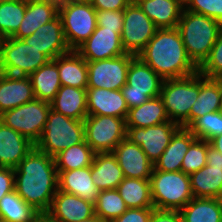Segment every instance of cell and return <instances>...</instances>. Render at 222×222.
<instances>
[{"instance_id": "6da1fadb", "label": "cell", "mask_w": 222, "mask_h": 222, "mask_svg": "<svg viewBox=\"0 0 222 222\" xmlns=\"http://www.w3.org/2000/svg\"><path fill=\"white\" fill-rule=\"evenodd\" d=\"M14 190L40 214H46L58 190L54 157L34 147L14 169Z\"/></svg>"}, {"instance_id": "7a4b0ae2", "label": "cell", "mask_w": 222, "mask_h": 222, "mask_svg": "<svg viewBox=\"0 0 222 222\" xmlns=\"http://www.w3.org/2000/svg\"><path fill=\"white\" fill-rule=\"evenodd\" d=\"M137 56L163 79L184 78L198 72L177 27L157 29Z\"/></svg>"}, {"instance_id": "3957f363", "label": "cell", "mask_w": 222, "mask_h": 222, "mask_svg": "<svg viewBox=\"0 0 222 222\" xmlns=\"http://www.w3.org/2000/svg\"><path fill=\"white\" fill-rule=\"evenodd\" d=\"M177 28L189 58L199 68L208 58L222 24L205 15L183 9Z\"/></svg>"}, {"instance_id": "277c9868", "label": "cell", "mask_w": 222, "mask_h": 222, "mask_svg": "<svg viewBox=\"0 0 222 222\" xmlns=\"http://www.w3.org/2000/svg\"><path fill=\"white\" fill-rule=\"evenodd\" d=\"M200 73L174 79H164L160 98L170 119L181 127L190 126V111L199 96Z\"/></svg>"}, {"instance_id": "5b68a950", "label": "cell", "mask_w": 222, "mask_h": 222, "mask_svg": "<svg viewBox=\"0 0 222 222\" xmlns=\"http://www.w3.org/2000/svg\"><path fill=\"white\" fill-rule=\"evenodd\" d=\"M85 141L83 120H76L50 110L35 147L51 157L61 151Z\"/></svg>"}, {"instance_id": "8992f818", "label": "cell", "mask_w": 222, "mask_h": 222, "mask_svg": "<svg viewBox=\"0 0 222 222\" xmlns=\"http://www.w3.org/2000/svg\"><path fill=\"white\" fill-rule=\"evenodd\" d=\"M152 203L157 210L180 211L194 196L189 175L182 171H152Z\"/></svg>"}, {"instance_id": "52a82bcc", "label": "cell", "mask_w": 222, "mask_h": 222, "mask_svg": "<svg viewBox=\"0 0 222 222\" xmlns=\"http://www.w3.org/2000/svg\"><path fill=\"white\" fill-rule=\"evenodd\" d=\"M58 15L71 50H76L97 26L96 9L89 0L60 1Z\"/></svg>"}, {"instance_id": "ba28073f", "label": "cell", "mask_w": 222, "mask_h": 222, "mask_svg": "<svg viewBox=\"0 0 222 222\" xmlns=\"http://www.w3.org/2000/svg\"><path fill=\"white\" fill-rule=\"evenodd\" d=\"M50 59L40 50L26 44L22 39L3 38L0 48V72L30 76Z\"/></svg>"}, {"instance_id": "9c48e42d", "label": "cell", "mask_w": 222, "mask_h": 222, "mask_svg": "<svg viewBox=\"0 0 222 222\" xmlns=\"http://www.w3.org/2000/svg\"><path fill=\"white\" fill-rule=\"evenodd\" d=\"M164 79L136 56L128 67L126 84L121 88L128 108L138 107L160 96Z\"/></svg>"}, {"instance_id": "30bf717a", "label": "cell", "mask_w": 222, "mask_h": 222, "mask_svg": "<svg viewBox=\"0 0 222 222\" xmlns=\"http://www.w3.org/2000/svg\"><path fill=\"white\" fill-rule=\"evenodd\" d=\"M50 103L34 99L0 114V121L36 144L47 121Z\"/></svg>"}, {"instance_id": "8fae6325", "label": "cell", "mask_w": 222, "mask_h": 222, "mask_svg": "<svg viewBox=\"0 0 222 222\" xmlns=\"http://www.w3.org/2000/svg\"><path fill=\"white\" fill-rule=\"evenodd\" d=\"M83 121L85 141L95 153L113 152L116 146L126 138L124 118L87 115Z\"/></svg>"}, {"instance_id": "7c38bea8", "label": "cell", "mask_w": 222, "mask_h": 222, "mask_svg": "<svg viewBox=\"0 0 222 222\" xmlns=\"http://www.w3.org/2000/svg\"><path fill=\"white\" fill-rule=\"evenodd\" d=\"M158 28L141 10L138 4H129L124 9L121 43L126 53L137 56L155 35Z\"/></svg>"}, {"instance_id": "4fadbf2b", "label": "cell", "mask_w": 222, "mask_h": 222, "mask_svg": "<svg viewBox=\"0 0 222 222\" xmlns=\"http://www.w3.org/2000/svg\"><path fill=\"white\" fill-rule=\"evenodd\" d=\"M136 56L130 53L97 61H87V87L121 90L126 84L130 62Z\"/></svg>"}, {"instance_id": "5bb4252c", "label": "cell", "mask_w": 222, "mask_h": 222, "mask_svg": "<svg viewBox=\"0 0 222 222\" xmlns=\"http://www.w3.org/2000/svg\"><path fill=\"white\" fill-rule=\"evenodd\" d=\"M180 127L173 121H166L145 128L126 127V138L140 146L154 165L169 145L171 137Z\"/></svg>"}, {"instance_id": "9a60e30c", "label": "cell", "mask_w": 222, "mask_h": 222, "mask_svg": "<svg viewBox=\"0 0 222 222\" xmlns=\"http://www.w3.org/2000/svg\"><path fill=\"white\" fill-rule=\"evenodd\" d=\"M195 198H219L222 194V154L208 142L207 163L189 175Z\"/></svg>"}, {"instance_id": "2e32d148", "label": "cell", "mask_w": 222, "mask_h": 222, "mask_svg": "<svg viewBox=\"0 0 222 222\" xmlns=\"http://www.w3.org/2000/svg\"><path fill=\"white\" fill-rule=\"evenodd\" d=\"M76 51L86 61H97L126 54L121 43V36L115 30L96 26L90 37Z\"/></svg>"}, {"instance_id": "e0dca14e", "label": "cell", "mask_w": 222, "mask_h": 222, "mask_svg": "<svg viewBox=\"0 0 222 222\" xmlns=\"http://www.w3.org/2000/svg\"><path fill=\"white\" fill-rule=\"evenodd\" d=\"M26 44L40 50L50 60L71 51L67 44L59 15L40 26L32 35L22 39Z\"/></svg>"}, {"instance_id": "ac0fdd59", "label": "cell", "mask_w": 222, "mask_h": 222, "mask_svg": "<svg viewBox=\"0 0 222 222\" xmlns=\"http://www.w3.org/2000/svg\"><path fill=\"white\" fill-rule=\"evenodd\" d=\"M46 214L57 222H76L95 217V207L77 195L57 190Z\"/></svg>"}, {"instance_id": "d6986e66", "label": "cell", "mask_w": 222, "mask_h": 222, "mask_svg": "<svg viewBox=\"0 0 222 222\" xmlns=\"http://www.w3.org/2000/svg\"><path fill=\"white\" fill-rule=\"evenodd\" d=\"M112 153L115 155L124 177L150 179L154 165L140 146L125 138Z\"/></svg>"}, {"instance_id": "ffe728a7", "label": "cell", "mask_w": 222, "mask_h": 222, "mask_svg": "<svg viewBox=\"0 0 222 222\" xmlns=\"http://www.w3.org/2000/svg\"><path fill=\"white\" fill-rule=\"evenodd\" d=\"M88 115H103L124 118L128 115V106L121 90L87 87Z\"/></svg>"}, {"instance_id": "44dd1931", "label": "cell", "mask_w": 222, "mask_h": 222, "mask_svg": "<svg viewBox=\"0 0 222 222\" xmlns=\"http://www.w3.org/2000/svg\"><path fill=\"white\" fill-rule=\"evenodd\" d=\"M35 99L29 76L0 72V114Z\"/></svg>"}, {"instance_id": "7402d4cb", "label": "cell", "mask_w": 222, "mask_h": 222, "mask_svg": "<svg viewBox=\"0 0 222 222\" xmlns=\"http://www.w3.org/2000/svg\"><path fill=\"white\" fill-rule=\"evenodd\" d=\"M34 147L29 139L0 121V167L15 169Z\"/></svg>"}, {"instance_id": "603a6c76", "label": "cell", "mask_w": 222, "mask_h": 222, "mask_svg": "<svg viewBox=\"0 0 222 222\" xmlns=\"http://www.w3.org/2000/svg\"><path fill=\"white\" fill-rule=\"evenodd\" d=\"M59 2L56 0H27V7L13 38L23 39L32 35L40 26L58 15Z\"/></svg>"}, {"instance_id": "cb8c5ba5", "label": "cell", "mask_w": 222, "mask_h": 222, "mask_svg": "<svg viewBox=\"0 0 222 222\" xmlns=\"http://www.w3.org/2000/svg\"><path fill=\"white\" fill-rule=\"evenodd\" d=\"M57 172L58 190L96 203L100 190L91 178V167Z\"/></svg>"}, {"instance_id": "d4e9b609", "label": "cell", "mask_w": 222, "mask_h": 222, "mask_svg": "<svg viewBox=\"0 0 222 222\" xmlns=\"http://www.w3.org/2000/svg\"><path fill=\"white\" fill-rule=\"evenodd\" d=\"M196 139L188 128L180 127L171 137L170 143L154 164V170L181 171L182 161L190 144Z\"/></svg>"}, {"instance_id": "484cf974", "label": "cell", "mask_w": 222, "mask_h": 222, "mask_svg": "<svg viewBox=\"0 0 222 222\" xmlns=\"http://www.w3.org/2000/svg\"><path fill=\"white\" fill-rule=\"evenodd\" d=\"M53 61L58 66L61 86L87 89V61L76 50L59 55Z\"/></svg>"}, {"instance_id": "4316f807", "label": "cell", "mask_w": 222, "mask_h": 222, "mask_svg": "<svg viewBox=\"0 0 222 222\" xmlns=\"http://www.w3.org/2000/svg\"><path fill=\"white\" fill-rule=\"evenodd\" d=\"M91 178L100 191L118 187L124 175L112 152L95 153L91 165Z\"/></svg>"}, {"instance_id": "83f0119b", "label": "cell", "mask_w": 222, "mask_h": 222, "mask_svg": "<svg viewBox=\"0 0 222 222\" xmlns=\"http://www.w3.org/2000/svg\"><path fill=\"white\" fill-rule=\"evenodd\" d=\"M50 106L52 110L64 116L84 120L88 115L86 89L61 86Z\"/></svg>"}, {"instance_id": "f1b7e54d", "label": "cell", "mask_w": 222, "mask_h": 222, "mask_svg": "<svg viewBox=\"0 0 222 222\" xmlns=\"http://www.w3.org/2000/svg\"><path fill=\"white\" fill-rule=\"evenodd\" d=\"M137 4L158 29L176 28L184 9L177 0H141Z\"/></svg>"}, {"instance_id": "f546056e", "label": "cell", "mask_w": 222, "mask_h": 222, "mask_svg": "<svg viewBox=\"0 0 222 222\" xmlns=\"http://www.w3.org/2000/svg\"><path fill=\"white\" fill-rule=\"evenodd\" d=\"M220 78H207L200 74V90L190 111V125L205 114L220 111Z\"/></svg>"}, {"instance_id": "4dcf8cb0", "label": "cell", "mask_w": 222, "mask_h": 222, "mask_svg": "<svg viewBox=\"0 0 222 222\" xmlns=\"http://www.w3.org/2000/svg\"><path fill=\"white\" fill-rule=\"evenodd\" d=\"M126 127H149L170 121L160 96L150 98L138 107L128 110Z\"/></svg>"}, {"instance_id": "1f68e13d", "label": "cell", "mask_w": 222, "mask_h": 222, "mask_svg": "<svg viewBox=\"0 0 222 222\" xmlns=\"http://www.w3.org/2000/svg\"><path fill=\"white\" fill-rule=\"evenodd\" d=\"M36 99L50 103L61 87L57 64L50 60L29 76Z\"/></svg>"}, {"instance_id": "d6a6232c", "label": "cell", "mask_w": 222, "mask_h": 222, "mask_svg": "<svg viewBox=\"0 0 222 222\" xmlns=\"http://www.w3.org/2000/svg\"><path fill=\"white\" fill-rule=\"evenodd\" d=\"M179 212L183 222H222L219 198L193 197Z\"/></svg>"}, {"instance_id": "836d02e7", "label": "cell", "mask_w": 222, "mask_h": 222, "mask_svg": "<svg viewBox=\"0 0 222 222\" xmlns=\"http://www.w3.org/2000/svg\"><path fill=\"white\" fill-rule=\"evenodd\" d=\"M116 189L128 208H154L150 179L124 177Z\"/></svg>"}, {"instance_id": "e575fe53", "label": "cell", "mask_w": 222, "mask_h": 222, "mask_svg": "<svg viewBox=\"0 0 222 222\" xmlns=\"http://www.w3.org/2000/svg\"><path fill=\"white\" fill-rule=\"evenodd\" d=\"M39 215L15 190L0 199V219L9 222H34Z\"/></svg>"}, {"instance_id": "d590c367", "label": "cell", "mask_w": 222, "mask_h": 222, "mask_svg": "<svg viewBox=\"0 0 222 222\" xmlns=\"http://www.w3.org/2000/svg\"><path fill=\"white\" fill-rule=\"evenodd\" d=\"M95 152L86 141L73 145L54 157L57 171L91 167Z\"/></svg>"}, {"instance_id": "8d00e7d4", "label": "cell", "mask_w": 222, "mask_h": 222, "mask_svg": "<svg viewBox=\"0 0 222 222\" xmlns=\"http://www.w3.org/2000/svg\"><path fill=\"white\" fill-rule=\"evenodd\" d=\"M27 0H8L0 3V36L12 37L23 20Z\"/></svg>"}, {"instance_id": "74e56055", "label": "cell", "mask_w": 222, "mask_h": 222, "mask_svg": "<svg viewBox=\"0 0 222 222\" xmlns=\"http://www.w3.org/2000/svg\"><path fill=\"white\" fill-rule=\"evenodd\" d=\"M94 207L102 222L118 218L128 209L117 189L101 190Z\"/></svg>"}, {"instance_id": "f35d334b", "label": "cell", "mask_w": 222, "mask_h": 222, "mask_svg": "<svg viewBox=\"0 0 222 222\" xmlns=\"http://www.w3.org/2000/svg\"><path fill=\"white\" fill-rule=\"evenodd\" d=\"M188 129L198 138L210 141L222 134V112L215 111L197 118Z\"/></svg>"}, {"instance_id": "ab89813d", "label": "cell", "mask_w": 222, "mask_h": 222, "mask_svg": "<svg viewBox=\"0 0 222 222\" xmlns=\"http://www.w3.org/2000/svg\"><path fill=\"white\" fill-rule=\"evenodd\" d=\"M208 141L196 138L189 146L182 161L181 171L191 175L207 163Z\"/></svg>"}, {"instance_id": "60d3db41", "label": "cell", "mask_w": 222, "mask_h": 222, "mask_svg": "<svg viewBox=\"0 0 222 222\" xmlns=\"http://www.w3.org/2000/svg\"><path fill=\"white\" fill-rule=\"evenodd\" d=\"M198 72L207 78L222 77V28L208 58L198 68Z\"/></svg>"}, {"instance_id": "b9f144b4", "label": "cell", "mask_w": 222, "mask_h": 222, "mask_svg": "<svg viewBox=\"0 0 222 222\" xmlns=\"http://www.w3.org/2000/svg\"><path fill=\"white\" fill-rule=\"evenodd\" d=\"M184 9L205 15L222 24V0H190Z\"/></svg>"}, {"instance_id": "7bdbcfd3", "label": "cell", "mask_w": 222, "mask_h": 222, "mask_svg": "<svg viewBox=\"0 0 222 222\" xmlns=\"http://www.w3.org/2000/svg\"><path fill=\"white\" fill-rule=\"evenodd\" d=\"M97 26L115 30L121 36L123 29L124 10H96Z\"/></svg>"}, {"instance_id": "ee69618b", "label": "cell", "mask_w": 222, "mask_h": 222, "mask_svg": "<svg viewBox=\"0 0 222 222\" xmlns=\"http://www.w3.org/2000/svg\"><path fill=\"white\" fill-rule=\"evenodd\" d=\"M155 208H128L120 217L109 222H150Z\"/></svg>"}, {"instance_id": "f6af8a7d", "label": "cell", "mask_w": 222, "mask_h": 222, "mask_svg": "<svg viewBox=\"0 0 222 222\" xmlns=\"http://www.w3.org/2000/svg\"><path fill=\"white\" fill-rule=\"evenodd\" d=\"M14 191V169L0 167V199Z\"/></svg>"}, {"instance_id": "bcb514c9", "label": "cell", "mask_w": 222, "mask_h": 222, "mask_svg": "<svg viewBox=\"0 0 222 222\" xmlns=\"http://www.w3.org/2000/svg\"><path fill=\"white\" fill-rule=\"evenodd\" d=\"M96 10H124L129 4V0H89Z\"/></svg>"}, {"instance_id": "7dc6e473", "label": "cell", "mask_w": 222, "mask_h": 222, "mask_svg": "<svg viewBox=\"0 0 222 222\" xmlns=\"http://www.w3.org/2000/svg\"><path fill=\"white\" fill-rule=\"evenodd\" d=\"M150 222H183V220L179 211L155 209Z\"/></svg>"}, {"instance_id": "c3c4849f", "label": "cell", "mask_w": 222, "mask_h": 222, "mask_svg": "<svg viewBox=\"0 0 222 222\" xmlns=\"http://www.w3.org/2000/svg\"><path fill=\"white\" fill-rule=\"evenodd\" d=\"M209 143L222 154V134L212 138Z\"/></svg>"}, {"instance_id": "681fc988", "label": "cell", "mask_w": 222, "mask_h": 222, "mask_svg": "<svg viewBox=\"0 0 222 222\" xmlns=\"http://www.w3.org/2000/svg\"><path fill=\"white\" fill-rule=\"evenodd\" d=\"M34 222H57L51 219L47 214H40Z\"/></svg>"}, {"instance_id": "f907efd6", "label": "cell", "mask_w": 222, "mask_h": 222, "mask_svg": "<svg viewBox=\"0 0 222 222\" xmlns=\"http://www.w3.org/2000/svg\"><path fill=\"white\" fill-rule=\"evenodd\" d=\"M76 222H102L97 216L91 218V219H87V220H83V221H76Z\"/></svg>"}, {"instance_id": "816d5d0a", "label": "cell", "mask_w": 222, "mask_h": 222, "mask_svg": "<svg viewBox=\"0 0 222 222\" xmlns=\"http://www.w3.org/2000/svg\"><path fill=\"white\" fill-rule=\"evenodd\" d=\"M183 7H185L190 0H177Z\"/></svg>"}, {"instance_id": "f5cc1de1", "label": "cell", "mask_w": 222, "mask_h": 222, "mask_svg": "<svg viewBox=\"0 0 222 222\" xmlns=\"http://www.w3.org/2000/svg\"><path fill=\"white\" fill-rule=\"evenodd\" d=\"M220 88H221V107H220V111L222 112V77H220Z\"/></svg>"}, {"instance_id": "db71d44e", "label": "cell", "mask_w": 222, "mask_h": 222, "mask_svg": "<svg viewBox=\"0 0 222 222\" xmlns=\"http://www.w3.org/2000/svg\"><path fill=\"white\" fill-rule=\"evenodd\" d=\"M131 4H137L139 3L141 0H129Z\"/></svg>"}, {"instance_id": "11a10c76", "label": "cell", "mask_w": 222, "mask_h": 222, "mask_svg": "<svg viewBox=\"0 0 222 222\" xmlns=\"http://www.w3.org/2000/svg\"><path fill=\"white\" fill-rule=\"evenodd\" d=\"M219 200H220V203H221V206H222V194H221V196L219 197Z\"/></svg>"}, {"instance_id": "9f6ffc18", "label": "cell", "mask_w": 222, "mask_h": 222, "mask_svg": "<svg viewBox=\"0 0 222 222\" xmlns=\"http://www.w3.org/2000/svg\"><path fill=\"white\" fill-rule=\"evenodd\" d=\"M2 39H3V38L0 36V48H1V42H2Z\"/></svg>"}, {"instance_id": "6f0895ef", "label": "cell", "mask_w": 222, "mask_h": 222, "mask_svg": "<svg viewBox=\"0 0 222 222\" xmlns=\"http://www.w3.org/2000/svg\"><path fill=\"white\" fill-rule=\"evenodd\" d=\"M0 222H9V221H6V220H3V219H0Z\"/></svg>"}, {"instance_id": "680465c9", "label": "cell", "mask_w": 222, "mask_h": 222, "mask_svg": "<svg viewBox=\"0 0 222 222\" xmlns=\"http://www.w3.org/2000/svg\"><path fill=\"white\" fill-rule=\"evenodd\" d=\"M60 1H77V0H60Z\"/></svg>"}]
</instances>
